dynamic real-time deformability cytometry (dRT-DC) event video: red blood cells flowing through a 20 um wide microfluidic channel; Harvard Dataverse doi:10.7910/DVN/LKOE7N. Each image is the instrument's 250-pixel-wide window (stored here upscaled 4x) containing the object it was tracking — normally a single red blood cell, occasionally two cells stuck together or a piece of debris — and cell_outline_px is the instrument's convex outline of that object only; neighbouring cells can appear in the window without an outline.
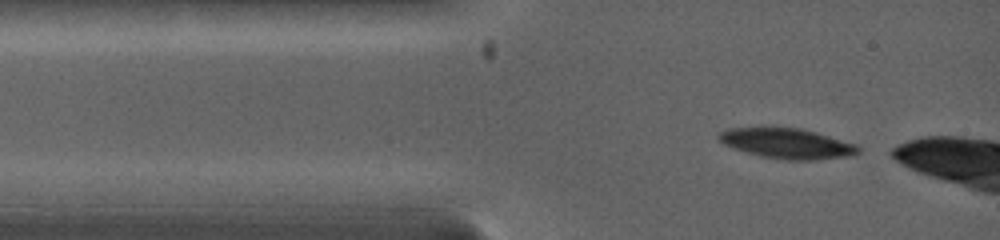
{"species": "common noctule bat (a hibernating species)", "species_latin": "Nyctalus noctula", "temperature_condition": "warm", "stored_images_in_passage": 5, "camera_frame_rate_fps": 5000, "um_per_image_px": 0.085, "animal": {"sex": "female", "body_mass_g": 19.0, "forearm_length_mm": 53.3}, "frame": {"image": 1, "passage_image": 1, "time_ms": 0.0, "image_size_px": [1000, 240], "cell_outline_px": [[860, 152], [848, 156], [812, 160], [788, 160], [760, 156], [732, 148], [724, 144], [716, 136], [720, 132], [728, 128], [772, 124], [800, 128], [816, 132], [856, 144], [860, 148]], "centroid_in_image_um": [66.82, 12.14], "position_along_channel_um": 18.2, "area_um2": 25.37}}
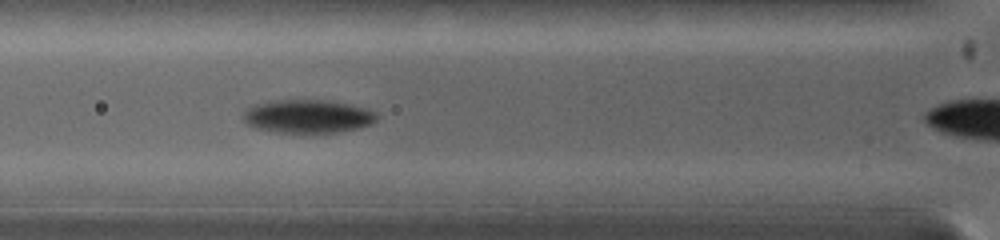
{"frame": {"image": 2, "passage_image": 5, "time_ms": 2.6, "image_size_px": [1000, 240], "cell_outline_px": [[380, 116], [376, 120], [368, 124], [356, 128], [336, 132], [280, 132], [256, 128], [248, 124], [244, 120], [244, 112], [252, 104], [276, 100], [328, 100], [348, 104], [364, 108], [376, 112]], "centroid_in_image_um": [26.15, 9.87], "position_along_channel_um": 99.6, "area_um2": 25.61}}